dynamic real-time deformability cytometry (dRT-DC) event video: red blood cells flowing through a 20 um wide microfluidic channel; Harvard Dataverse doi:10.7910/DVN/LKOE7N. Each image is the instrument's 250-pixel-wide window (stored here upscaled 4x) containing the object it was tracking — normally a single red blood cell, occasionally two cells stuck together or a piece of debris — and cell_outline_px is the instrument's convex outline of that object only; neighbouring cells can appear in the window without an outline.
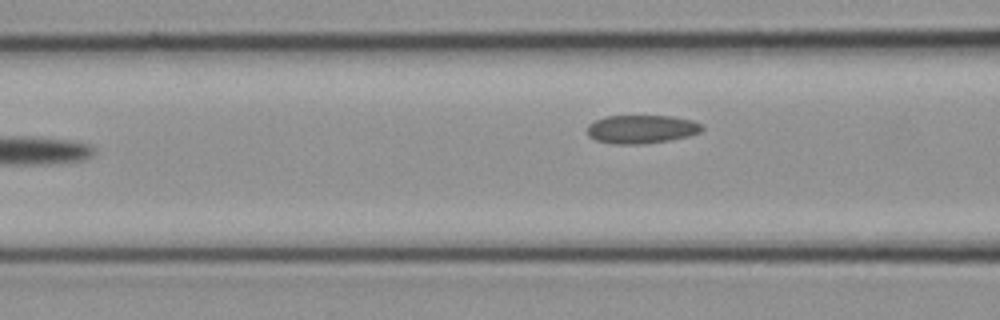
{"species": "common noctule bat (a hibernating species)", "species_latin": "Nyctalus noctula", "temperature_condition": "cold", "stored_images_in_passage": 11, "camera_frame_rate_fps": 3000, "um_per_image_px": 0.085, "animal": {"sex": "female", "body_mass_g": 21.9}, "frame": {"image": 1, "passage_image": 11, "time_ms": 3.333, "image_size_px": [1000, 320], "cell_outline_px": [[704, 128], [700, 132], [688, 136], [668, 140], [640, 144], [616, 144], [596, 140], [588, 136], [588, 124], [604, 116], [672, 116], [692, 120], [704, 124]], "centroid_in_image_um": [54.55, 10.97], "position_along_channel_um": 112.1, "area_um2": 19.02}}